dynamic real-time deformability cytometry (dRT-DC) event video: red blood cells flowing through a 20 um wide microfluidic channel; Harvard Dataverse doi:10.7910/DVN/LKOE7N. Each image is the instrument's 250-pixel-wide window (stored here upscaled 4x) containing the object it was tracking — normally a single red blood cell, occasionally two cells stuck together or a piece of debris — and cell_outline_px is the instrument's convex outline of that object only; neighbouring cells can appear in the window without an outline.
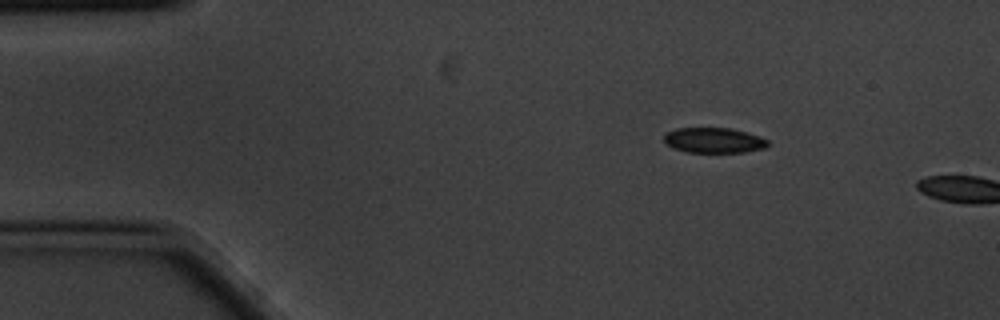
{"species": "common noctule bat (a hibernating species)", "species_latin": "Nyctalus noctula", "temperature_condition": "cold", "stored_images_in_passage": 3, "camera_frame_rate_fps": 3000, "um_per_image_px": 0.085, "animal": {"sex": "male", "body_mass_g": 20.1, "forearm_length_mm": 53.5}, "frame": {"image": 1, "passage_image": 2, "time_ms": 0.333, "image_size_px": [1000, 320], "cell_outline_px": [[768, 144], [764, 148], [744, 152], [688, 152], [676, 148], [668, 144], [664, 140], [664, 136], [668, 132], [676, 128], [728, 128], [744, 132], [768, 140]], "centroid_in_image_um": [60.67, 11.92], "position_along_channel_um": 24.3, "area_um2": 14.85}}